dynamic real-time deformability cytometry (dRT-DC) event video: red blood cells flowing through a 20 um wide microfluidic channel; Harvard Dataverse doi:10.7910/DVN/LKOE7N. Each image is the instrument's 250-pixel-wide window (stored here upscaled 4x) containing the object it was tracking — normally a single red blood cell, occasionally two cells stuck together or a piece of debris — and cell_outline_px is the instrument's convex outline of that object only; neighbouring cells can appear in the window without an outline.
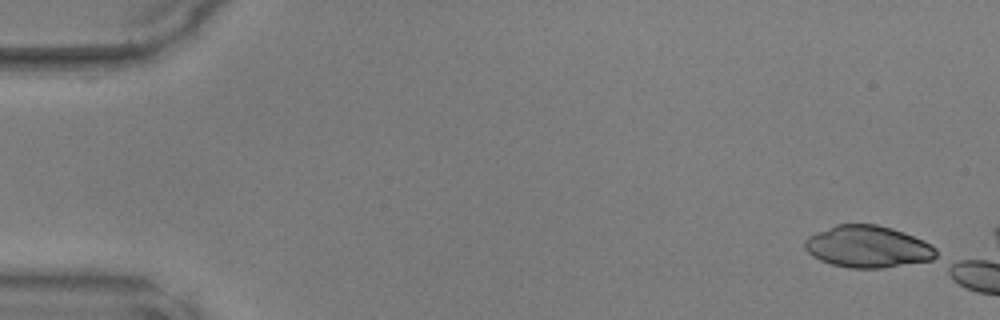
{"species": "common noctule bat (a hibernating species)", "species_latin": "Nyctalus noctula", "temperature_condition": "warm", "stored_images_in_passage": 4, "camera_frame_rate_fps": 3000, "um_per_image_px": 0.085, "animal": {"sex": "male", "body_mass_g": 17.9, "forearm_length_mm": 54.2}, "frame": {"image": 1, "passage_image": 1, "time_ms": 0.0, "image_size_px": [1000, 320], "cell_outline_px": [[936, 256], [932, 260], [884, 268], [848, 268], [832, 264], [820, 260], [812, 256], [804, 248], [804, 240], [808, 236], [836, 224], [876, 224], [892, 228], [904, 232], [924, 240], [936, 248]], "centroid_in_image_um": [73.75, 20.97], "position_along_channel_um": 11.2, "area_um2": 32.19}}